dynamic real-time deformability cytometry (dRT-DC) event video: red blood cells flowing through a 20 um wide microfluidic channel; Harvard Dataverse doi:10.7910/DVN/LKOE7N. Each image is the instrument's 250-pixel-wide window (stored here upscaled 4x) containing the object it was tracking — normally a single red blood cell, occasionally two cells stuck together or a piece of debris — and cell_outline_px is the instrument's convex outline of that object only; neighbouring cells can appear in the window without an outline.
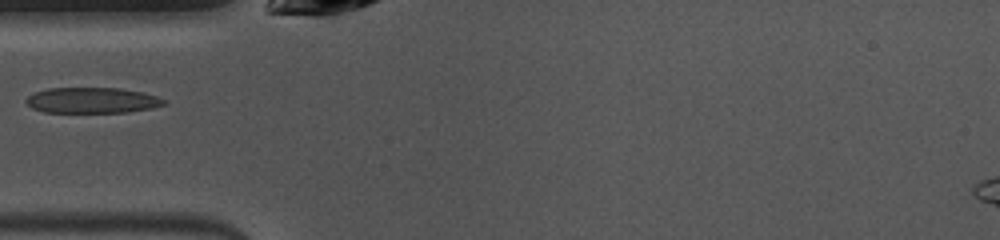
{"species": "common noctule bat (a hibernating species)", "species_latin": "Nyctalus noctula", "temperature_condition": "warm", "stored_images_in_passage": 35, "camera_frame_rate_fps": 3000, "um_per_image_px": 0.085, "animal": {"sex": "female", "body_mass_g": 10.0, "forearm_length_mm": 53.1}, "frame": {"image": 1, "passage_image": 1, "time_ms": 0.0, "image_size_px": [1000, 240], "cell_outline_px": [[168, 104], [152, 108], [128, 112], [44, 112], [32, 108], [24, 100], [28, 96], [36, 92], [48, 88], [120, 88], [140, 92], [156, 96], [168, 100]], "centroid_in_image_um": [7.86, 8.53], "position_along_channel_um": 77.1, "area_um2": 20.63}}